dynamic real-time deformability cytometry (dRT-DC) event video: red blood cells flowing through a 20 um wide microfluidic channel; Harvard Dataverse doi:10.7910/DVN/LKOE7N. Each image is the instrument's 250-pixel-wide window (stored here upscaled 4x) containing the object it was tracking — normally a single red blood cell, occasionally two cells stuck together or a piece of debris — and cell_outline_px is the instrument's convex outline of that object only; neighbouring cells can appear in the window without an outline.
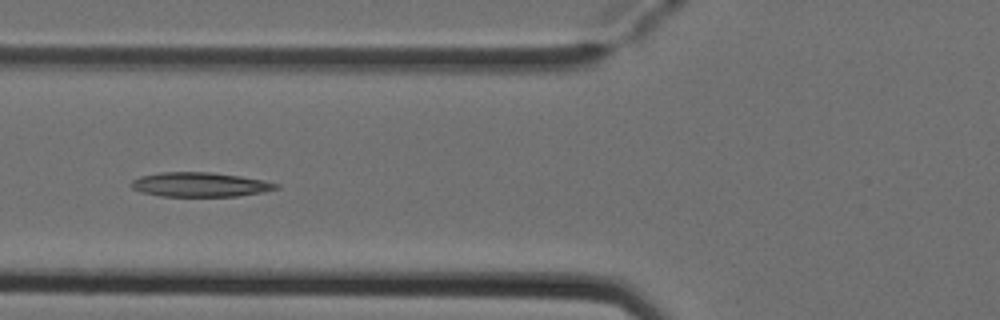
{"species": "Egyptian fruit bat (a non-hibernating species)", "species_latin": "Rousettus aegyptiacus", "temperature_condition": "cold", "stored_images_in_passage": 5, "camera_frame_rate_fps": 3000, "um_per_image_px": 0.085, "animal": {"sex": "female"}, "frame": {"image": 1, "passage_image": 5, "time_ms": 1.333, "image_size_px": [1000, 320], "cell_outline_px": [[280, 188], [264, 192], [240, 196], [160, 196], [140, 192], [132, 188], [132, 180], [140, 176], [160, 172], [212, 172], [240, 176], [280, 184]], "centroid_in_image_um": [17.0, 15.69], "position_along_channel_um": 108.8, "area_um2": 20.63}}